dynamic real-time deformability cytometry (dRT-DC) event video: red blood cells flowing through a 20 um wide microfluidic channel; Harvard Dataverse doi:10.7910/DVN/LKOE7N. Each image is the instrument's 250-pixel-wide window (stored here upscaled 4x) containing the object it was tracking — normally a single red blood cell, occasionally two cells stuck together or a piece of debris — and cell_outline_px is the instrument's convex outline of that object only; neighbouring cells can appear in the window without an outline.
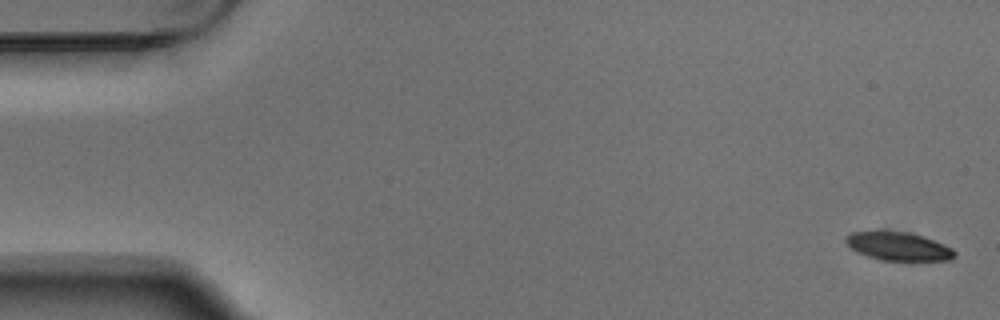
{"species": "Egyptian fruit bat (a non-hibernating species)", "species_latin": "Rousettus aegyptiacus", "temperature_condition": "warm", "stored_images_in_passage": 4, "camera_frame_rate_fps": 3000, "um_per_image_px": 0.085, "animal": {"sex": "male"}, "frame": {"image": 1, "passage_image": 1, "time_ms": 0.0, "image_size_px": [1000, 320], "cell_outline_px": [[956, 256], [948, 260], [912, 264], [880, 260], [868, 256], [852, 248], [844, 240], [852, 232], [908, 232], [944, 244], [952, 248], [956, 252]], "centroid_in_image_um": [76.47, 21.02], "position_along_channel_um": 8.5, "area_um2": 18.38}}
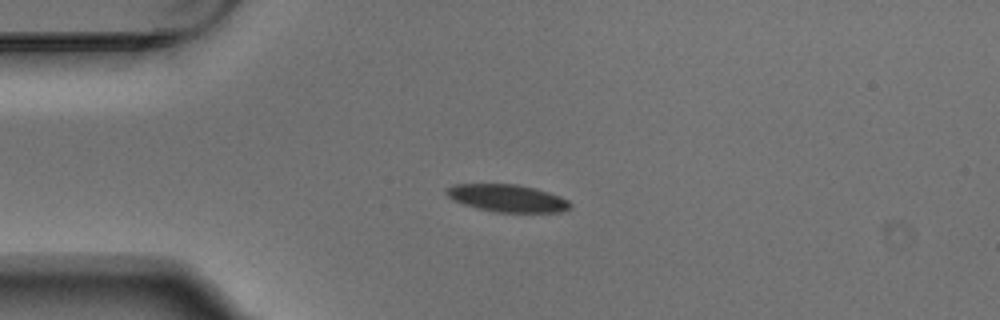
{"frame": {"image": 2, "passage_image": 4, "time_ms": 1.0, "image_size_px": [1000, 320], "cell_outline_px": [[572, 204], [568, 208], [560, 212], [496, 212], [464, 204], [452, 200], [444, 192], [444, 188], [452, 184], [516, 184], [536, 188], [560, 196], [568, 200]], "centroid_in_image_um": [43.08, 16.83], "position_along_channel_um": 41.9, "area_um2": 19.77}}